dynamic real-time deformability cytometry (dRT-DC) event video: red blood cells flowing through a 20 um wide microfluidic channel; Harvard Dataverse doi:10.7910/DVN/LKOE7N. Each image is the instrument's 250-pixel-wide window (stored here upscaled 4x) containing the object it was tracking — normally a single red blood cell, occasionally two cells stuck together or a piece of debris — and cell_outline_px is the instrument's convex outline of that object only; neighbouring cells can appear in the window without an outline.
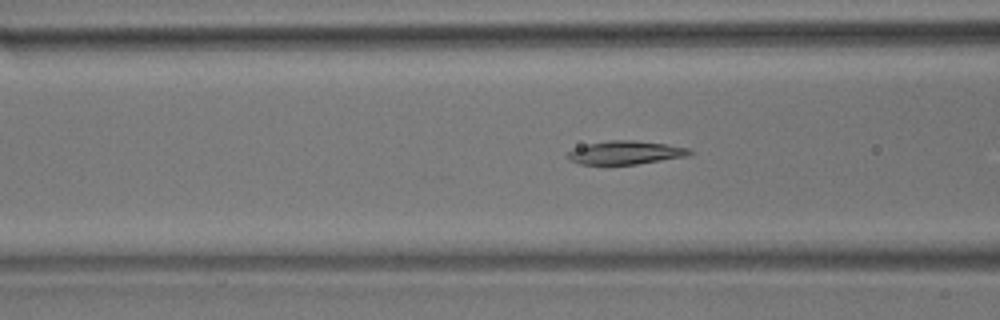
{"species": "common noctule bat (a hibernating species)", "species_latin": "Nyctalus noctula", "temperature_condition": "room temperature", "stored_images_in_passage": 38, "camera_frame_rate_fps": 3000, "um_per_image_px": 0.085, "animal": {"sex": "male", "body_mass_g": 17.9}, "frame": {"image": 1, "passage_image": 4, "time_ms": 1.0, "image_size_px": [1000, 320], "cell_outline_px": [[692, 152], [688, 156], [636, 164], [580, 164], [568, 160], [568, 152], [572, 148], [588, 144], [608, 140], [636, 140], [664, 144], [688, 148]], "centroid_in_image_um": [53.13, 12.97], "position_along_channel_um": 113.5, "area_um2": 16.53}}
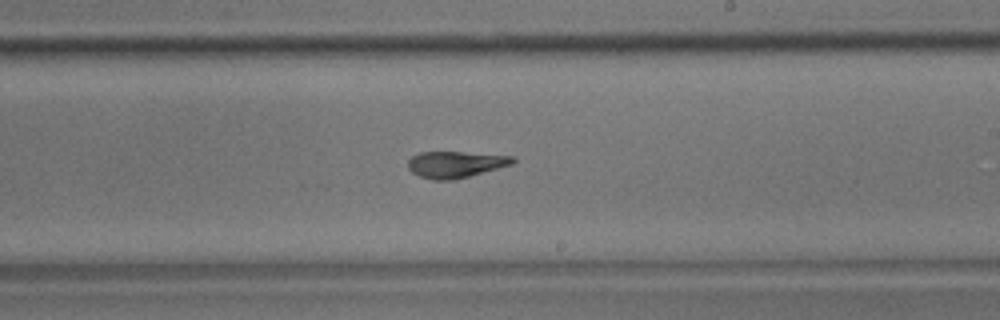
{"frame": {"image": 2, "passage_image": 15, "time_ms": 4.667, "image_size_px": [1000, 320], "cell_outline_px": [[516, 160], [512, 164], [468, 176], [452, 180], [432, 180], [420, 176], [412, 172], [408, 168], [408, 160], [412, 156], [420, 152], [464, 152], [516, 156]], "centroid_in_image_um": [38.71, 13.96], "position_along_channel_um": 250.3, "area_um2": 16.07}}
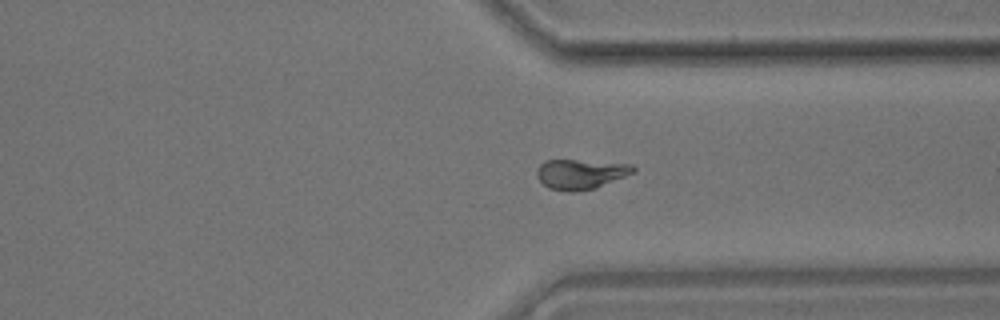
{"frame": {"image": 3, "passage_image": 24, "time_ms": 7.667, "image_size_px": [1000, 320], "cell_outline_px": [[636, 172], [596, 188], [576, 192], [572, 192], [548, 188], [536, 176], [536, 168], [544, 160], [576, 160], [632, 164], [636, 168]], "centroid_in_image_um": [49.36, 14.8], "position_along_channel_um": 362.0, "area_um2": 16.94}}